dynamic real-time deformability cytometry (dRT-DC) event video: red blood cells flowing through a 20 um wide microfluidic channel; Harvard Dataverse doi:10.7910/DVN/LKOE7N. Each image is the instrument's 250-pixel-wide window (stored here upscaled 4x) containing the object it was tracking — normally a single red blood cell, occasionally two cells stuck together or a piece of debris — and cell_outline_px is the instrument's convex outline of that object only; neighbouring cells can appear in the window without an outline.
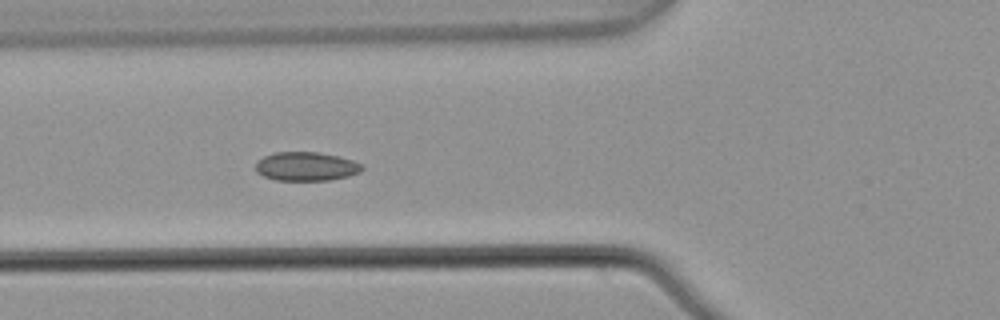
{"species": "common noctule bat (a hibernating species)", "species_latin": "Nyctalus noctula", "temperature_condition": "warm", "stored_images_in_passage": 6, "camera_frame_rate_fps": 3000, "um_per_image_px": 0.085, "animal": {"sex": "male", "body_mass_g": 21.5, "forearm_length_mm": 52.0}, "frame": {"image": 1, "passage_image": 6, "time_ms": 1.667, "image_size_px": [1000, 320], "cell_outline_px": [[364, 168], [360, 172], [348, 176], [328, 180], [276, 180], [264, 176], [256, 172], [256, 164], [264, 156], [276, 152], [316, 152], [340, 156], [364, 164]], "centroid_in_image_um": [26.06, 14.14], "position_along_channel_um": 99.7, "area_um2": 17.86}}